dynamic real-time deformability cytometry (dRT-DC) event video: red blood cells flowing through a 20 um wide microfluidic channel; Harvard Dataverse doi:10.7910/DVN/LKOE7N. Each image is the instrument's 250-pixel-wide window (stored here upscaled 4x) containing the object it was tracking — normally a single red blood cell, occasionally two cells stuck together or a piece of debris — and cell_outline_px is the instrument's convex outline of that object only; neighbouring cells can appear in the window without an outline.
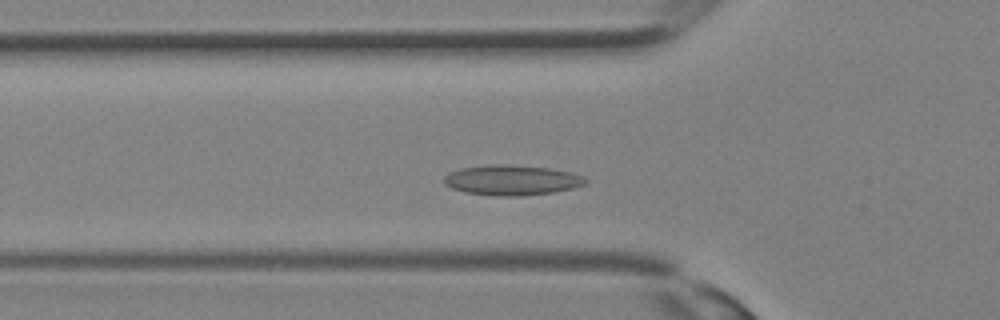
{"species": "Egyptian fruit bat (a non-hibernating species)", "species_latin": "Rousettus aegyptiacus", "temperature_condition": "room temperature", "stored_images_in_passage": 26, "camera_frame_rate_fps": 3000, "um_per_image_px": 0.085, "animal": {"sex": "female"}, "frame": {"image": 1, "passage_image": 7, "time_ms": 2.0, "image_size_px": [1000, 320], "cell_outline_px": [[588, 184], [572, 188], [552, 192], [520, 196], [492, 196], [464, 192], [452, 188], [444, 184], [444, 176], [448, 172], [460, 168], [492, 164], [504, 164], [548, 168], [572, 172], [584, 176], [588, 180]], "centroid_in_image_um": [43.5, 15.31], "position_along_channel_um": 82.3, "area_um2": 25.09}}
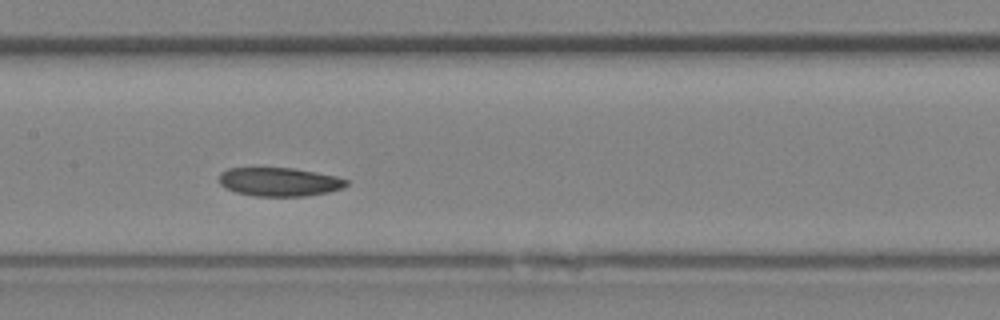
{"frame": {"image": 2, "passage_image": 12, "time_ms": 3.667, "image_size_px": [1000, 320], "cell_outline_px": [[348, 184], [344, 188], [328, 192], [304, 196], [252, 196], [236, 192], [224, 188], [220, 184], [220, 172], [228, 168], [292, 168], [316, 172], [336, 176], [348, 180]], "centroid_in_image_um": [23.74, 15.46], "position_along_channel_um": 183.7, "area_um2": 21.33}}
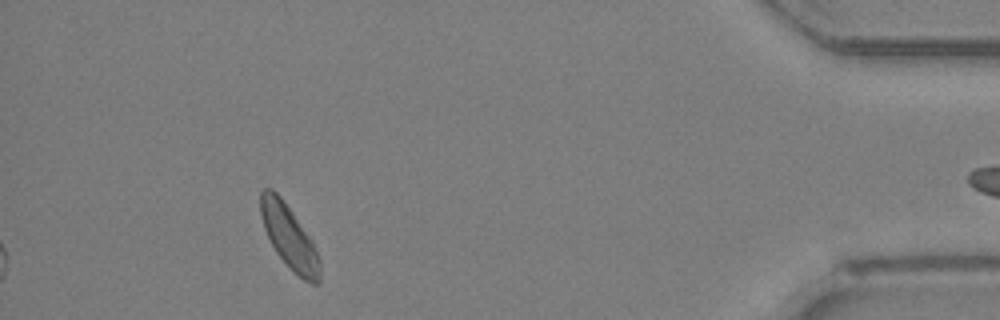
{"frame": {"image": 3, "passage_image": 26, "time_ms": 8.333, "image_size_px": [1000, 320], "cell_outline_px": [[320, 280], [316, 284], [312, 284], [304, 280], [276, 252], [264, 228], [260, 212], [260, 192], [264, 188], [272, 188], [280, 196], [292, 212], [312, 240], [320, 260]], "centroid_in_image_um": [24.58, 20.11], "position_along_channel_um": 410.6, "area_um2": 21.39}}